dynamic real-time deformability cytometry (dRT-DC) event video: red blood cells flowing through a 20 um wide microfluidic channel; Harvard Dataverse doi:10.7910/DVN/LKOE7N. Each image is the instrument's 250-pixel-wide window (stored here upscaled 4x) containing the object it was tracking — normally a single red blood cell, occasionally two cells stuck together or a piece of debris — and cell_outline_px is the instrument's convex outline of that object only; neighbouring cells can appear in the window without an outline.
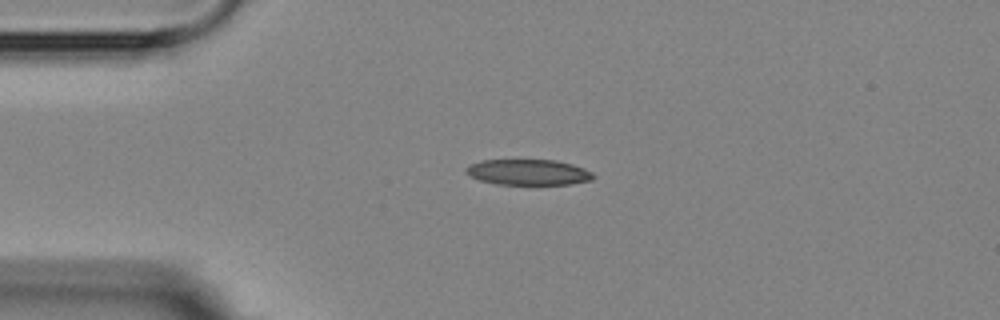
{"species": "Egyptian fruit bat (a non-hibernating species)", "species_latin": "Rousettus aegyptiacus", "temperature_condition": "room temperature", "stored_images_in_passage": 2, "camera_frame_rate_fps": 3000, "um_per_image_px": 0.085, "animal": {"sex": "female"}, "frame": {"image": 1, "passage_image": 1, "time_ms": 0.0, "image_size_px": [1000, 320], "cell_outline_px": [[596, 176], [592, 180], [572, 184], [496, 184], [480, 180], [464, 172], [464, 168], [468, 164], [480, 160], [556, 160], [572, 164], [584, 168], [592, 172]], "centroid_in_image_um": [44.9, 14.63], "position_along_channel_um": 40.1, "area_um2": 19.19}}